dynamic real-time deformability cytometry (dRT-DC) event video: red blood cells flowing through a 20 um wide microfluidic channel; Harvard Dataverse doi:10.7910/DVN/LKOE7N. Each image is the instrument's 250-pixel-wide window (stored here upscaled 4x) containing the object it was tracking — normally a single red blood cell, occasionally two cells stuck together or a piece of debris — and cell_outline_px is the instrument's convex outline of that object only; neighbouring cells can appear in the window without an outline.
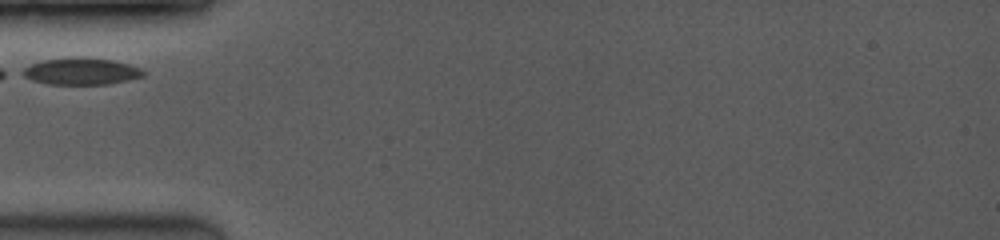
{"species": "common noctule bat (a hibernating species)", "species_latin": "Nyctalus noctula", "temperature_condition": "room temperature", "stored_images_in_passage": 1, "camera_frame_rate_fps": 3500, "um_per_image_px": 0.085, "animal": {"sex": "female", "body_mass_g": 19.0, "forearm_length_mm": 53.3}, "frame": {"image": 1, "passage_image": 1, "time_ms": 0.0, "image_size_px": [1000, 240], "cell_outline_px": [[148, 72], [144, 76], [128, 80], [108, 84], [48, 84], [32, 80], [16, 72], [32, 64], [44, 60], [112, 60], [128, 64], [140, 68]], "centroid_in_image_um": [6.91, 6.12], "position_along_channel_um": 78.1, "area_um2": 18.03}}